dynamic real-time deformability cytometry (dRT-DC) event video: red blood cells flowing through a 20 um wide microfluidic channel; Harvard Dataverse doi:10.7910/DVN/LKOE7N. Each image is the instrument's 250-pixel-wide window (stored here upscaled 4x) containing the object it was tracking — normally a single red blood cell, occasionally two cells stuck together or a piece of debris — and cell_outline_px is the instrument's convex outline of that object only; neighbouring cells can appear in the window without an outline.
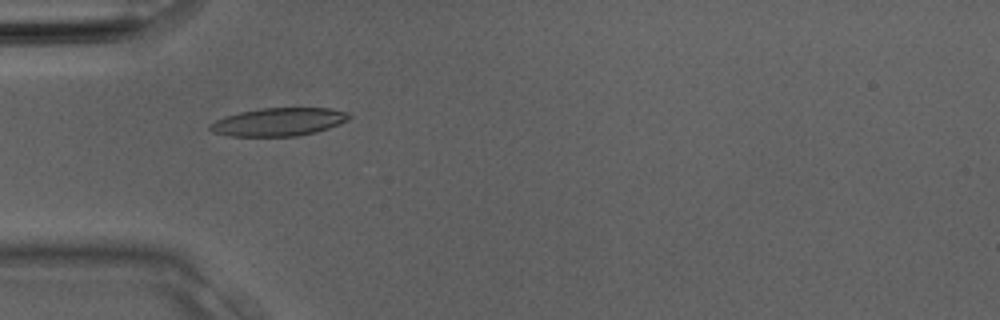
{"species": "Egyptian fruit bat (a non-hibernating species)", "species_latin": "Rousettus aegyptiacus", "temperature_condition": "room temperature", "stored_images_in_passage": 4, "camera_frame_rate_fps": 3000, "um_per_image_px": 0.085, "animal": {"sex": "male"}, "frame": {"image": 1, "passage_image": 4, "time_ms": 1.0, "image_size_px": [1000, 320], "cell_outline_px": [[352, 116], [348, 120], [340, 124], [316, 132], [296, 136], [228, 136], [212, 132], [208, 128], [208, 124], [224, 116], [240, 112], [260, 108], [332, 108], [348, 112]], "centroid_in_image_um": [23.68, 10.36], "position_along_channel_um": 61.3, "area_um2": 22.95}}